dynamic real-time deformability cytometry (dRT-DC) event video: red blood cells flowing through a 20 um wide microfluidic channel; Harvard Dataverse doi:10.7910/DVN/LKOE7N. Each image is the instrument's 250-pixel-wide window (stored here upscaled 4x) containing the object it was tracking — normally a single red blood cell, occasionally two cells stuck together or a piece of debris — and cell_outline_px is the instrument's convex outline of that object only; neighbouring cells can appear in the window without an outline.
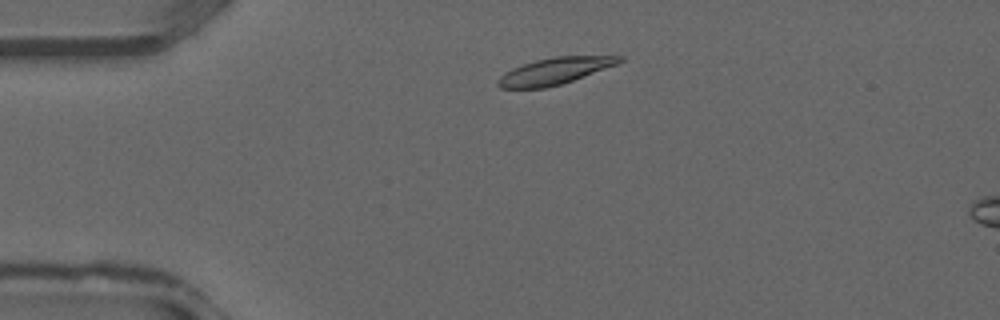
{"species": "common noctule bat (a hibernating species)", "species_latin": "Nyctalus noctula", "temperature_condition": "warm", "stored_images_in_passage": 4, "camera_frame_rate_fps": 3000, "um_per_image_px": 0.085, "animal": {"sex": "male", "forearm_length_mm": 52.5}, "frame": {"image": 1, "passage_image": 1, "time_ms": 0.0, "image_size_px": [1000, 320], "cell_outline_px": [[624, 60], [616, 64], [572, 80], [560, 84], [544, 88], [500, 88], [496, 84], [496, 80], [504, 72], [512, 68], [536, 60], [556, 56], [624, 56]], "centroid_in_image_um": [47.09, 6.04], "position_along_channel_um": 37.9, "area_um2": 18.55}}